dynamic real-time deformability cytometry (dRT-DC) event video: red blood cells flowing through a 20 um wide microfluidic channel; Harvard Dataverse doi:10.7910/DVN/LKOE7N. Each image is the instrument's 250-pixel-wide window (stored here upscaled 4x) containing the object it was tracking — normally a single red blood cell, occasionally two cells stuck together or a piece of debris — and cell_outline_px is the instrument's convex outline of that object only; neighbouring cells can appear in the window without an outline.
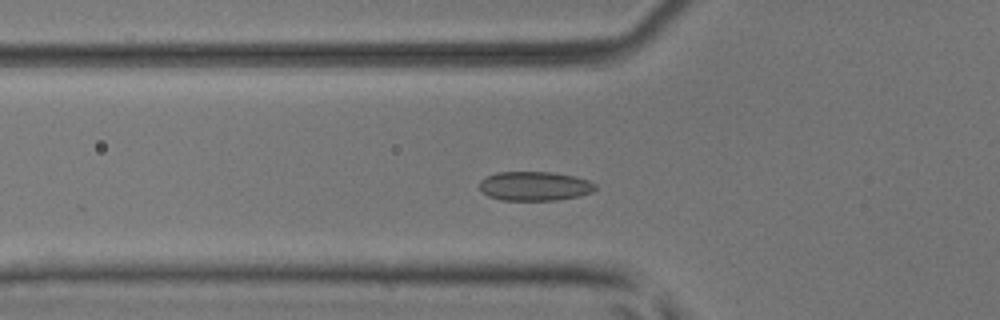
{"species": "common noctule bat (a hibernating species)", "species_latin": "Nyctalus noctula", "temperature_condition": "room temperature", "stored_images_in_passage": 49, "camera_frame_rate_fps": 3000, "um_per_image_px": 0.085, "animal": {"sex": "male", "body_mass_g": 17.9, "forearm_length_mm": 54.2}, "frame": {"image": 1, "passage_image": 16, "time_ms": 5.0, "image_size_px": [1000, 320], "cell_outline_px": [[596, 188], [592, 192], [580, 196], [556, 200], [500, 200], [488, 196], [480, 188], [480, 180], [496, 172], [552, 172], [576, 176], [588, 180], [596, 184]], "centroid_in_image_um": [45.47, 15.81], "position_along_channel_um": 80.3, "area_um2": 19.77}}
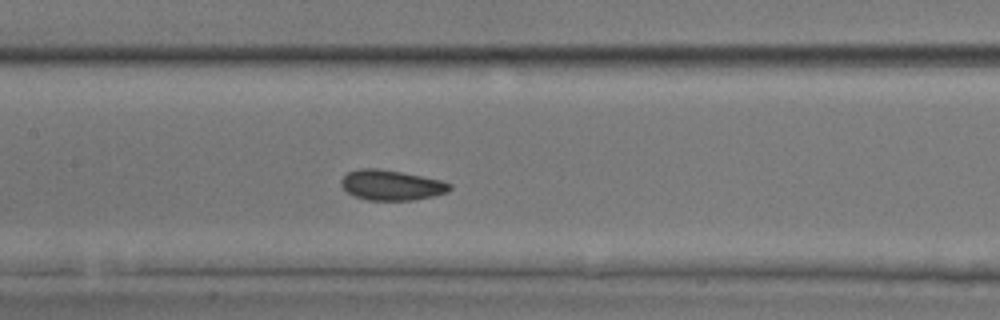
{"frame": {"image": 2, "passage_image": 23, "time_ms": 7.333, "image_size_px": [1000, 320], "cell_outline_px": [[452, 188], [448, 192], [432, 196], [412, 200], [368, 200], [356, 196], [348, 192], [340, 184], [340, 180], [348, 172], [360, 168], [376, 168], [400, 172], [440, 180], [452, 184]], "centroid_in_image_um": [33.26, 15.73], "position_along_channel_um": 174.1, "area_um2": 18.9}}
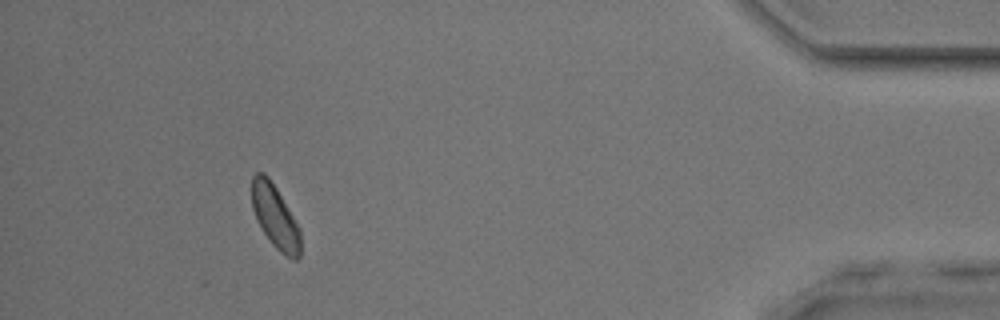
{"frame": {"image": 3, "passage_image": 45, "time_ms": 14.667, "image_size_px": [1000, 320], "cell_outline_px": [[300, 256], [296, 260], [292, 260], [280, 252], [272, 244], [256, 220], [252, 208], [252, 176], [256, 172], [264, 172], [268, 176], [276, 188], [300, 228]], "centroid_in_image_um": [23.38, 18.42], "position_along_channel_um": 411.8, "area_um2": 17.92}, "authors_computed_cell_mechanics": {"area_um2": 18.9006, "velocity_mm_per_s": 4.0298, "shape_relaxation_time_tau1_ms": 8.9843, "shape_relaxation_time_tau2_ms": null, "deformation_change_tau1": 0.1047, "deformation_change_tau2": null}}